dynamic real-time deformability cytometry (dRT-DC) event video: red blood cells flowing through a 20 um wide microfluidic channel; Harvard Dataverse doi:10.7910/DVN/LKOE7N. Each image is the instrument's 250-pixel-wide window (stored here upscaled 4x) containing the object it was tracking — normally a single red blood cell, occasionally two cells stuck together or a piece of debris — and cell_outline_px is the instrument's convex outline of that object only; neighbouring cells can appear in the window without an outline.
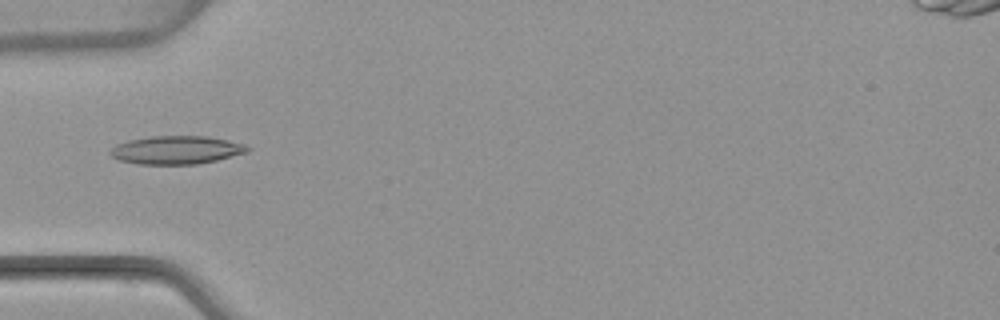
{"species": "common noctule bat (a hibernating species)", "species_latin": "Nyctalus noctula", "temperature_condition": "warm", "stored_images_in_passage": 5, "camera_frame_rate_fps": 3000, "um_per_image_px": 0.085, "animal": {"sex": "female", "body_mass_g": 22.7, "forearm_length_mm": 54.2}, "frame": {"image": 1, "passage_image": 4, "time_ms": 4.0, "image_size_px": [1000, 320], "cell_outline_px": [[252, 148], [248, 152], [216, 160], [196, 164], [136, 164], [120, 160], [112, 156], [108, 152], [116, 144], [128, 140], [152, 136], [204, 136], [228, 140], [244, 144]], "centroid_in_image_um": [14.99, 12.75], "position_along_channel_um": 70.0, "area_um2": 22.54}}
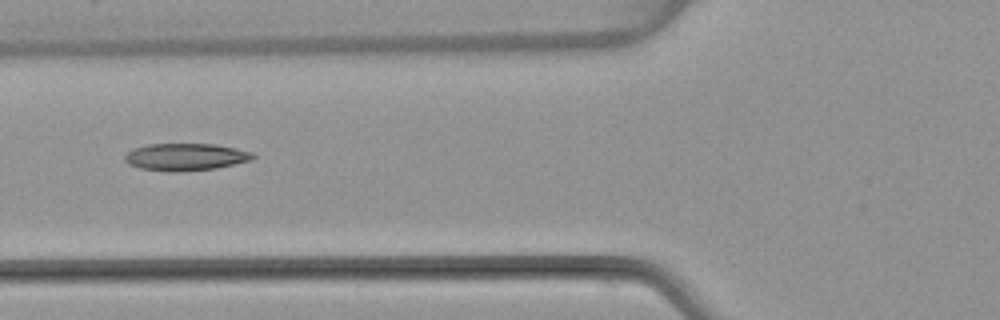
{"frame": {"image": 2, "passage_image": 5, "time_ms": 5.0, "image_size_px": [1000, 320], "cell_outline_px": [[256, 156], [252, 160], [216, 168], [180, 172], [172, 172], [140, 168], [128, 164], [124, 160], [124, 156], [132, 148], [148, 144], [212, 144], [236, 148], [252, 152]], "centroid_in_image_um": [15.76, 13.34], "position_along_channel_um": 110.0, "area_um2": 20.4}}